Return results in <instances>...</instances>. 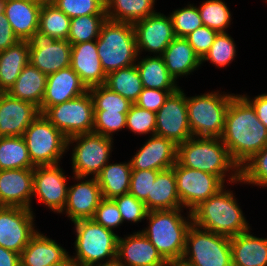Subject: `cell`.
<instances>
[{"mask_svg": "<svg viewBox=\"0 0 267 266\" xmlns=\"http://www.w3.org/2000/svg\"><path fill=\"white\" fill-rule=\"evenodd\" d=\"M221 140L239 168L267 146V128L241 94L230 101Z\"/></svg>", "mask_w": 267, "mask_h": 266, "instance_id": "cell-1", "label": "cell"}, {"mask_svg": "<svg viewBox=\"0 0 267 266\" xmlns=\"http://www.w3.org/2000/svg\"><path fill=\"white\" fill-rule=\"evenodd\" d=\"M177 162L184 167L216 175L224 183L241 185L240 168L232 160L221 138H189L177 145Z\"/></svg>", "mask_w": 267, "mask_h": 266, "instance_id": "cell-2", "label": "cell"}, {"mask_svg": "<svg viewBox=\"0 0 267 266\" xmlns=\"http://www.w3.org/2000/svg\"><path fill=\"white\" fill-rule=\"evenodd\" d=\"M228 184L191 211L192 223L204 230L232 238L251 229ZM227 189V190H226Z\"/></svg>", "mask_w": 267, "mask_h": 266, "instance_id": "cell-3", "label": "cell"}, {"mask_svg": "<svg viewBox=\"0 0 267 266\" xmlns=\"http://www.w3.org/2000/svg\"><path fill=\"white\" fill-rule=\"evenodd\" d=\"M183 212V208L148 211V225L139 230L167 262L180 260L184 254L186 234L192 225V215L188 210L184 214Z\"/></svg>", "mask_w": 267, "mask_h": 266, "instance_id": "cell-4", "label": "cell"}, {"mask_svg": "<svg viewBox=\"0 0 267 266\" xmlns=\"http://www.w3.org/2000/svg\"><path fill=\"white\" fill-rule=\"evenodd\" d=\"M96 45L106 75L137 62L139 54L133 23L107 19L102 24Z\"/></svg>", "mask_w": 267, "mask_h": 266, "instance_id": "cell-5", "label": "cell"}, {"mask_svg": "<svg viewBox=\"0 0 267 266\" xmlns=\"http://www.w3.org/2000/svg\"><path fill=\"white\" fill-rule=\"evenodd\" d=\"M75 231L74 255L78 266H96L117 258L118 233L104 228L93 219L73 222Z\"/></svg>", "mask_w": 267, "mask_h": 266, "instance_id": "cell-6", "label": "cell"}, {"mask_svg": "<svg viewBox=\"0 0 267 266\" xmlns=\"http://www.w3.org/2000/svg\"><path fill=\"white\" fill-rule=\"evenodd\" d=\"M234 93L216 90L187 97L188 122L193 137L221 138L226 112Z\"/></svg>", "mask_w": 267, "mask_h": 266, "instance_id": "cell-7", "label": "cell"}, {"mask_svg": "<svg viewBox=\"0 0 267 266\" xmlns=\"http://www.w3.org/2000/svg\"><path fill=\"white\" fill-rule=\"evenodd\" d=\"M113 143V138L93 132L67 138V151L72 149L70 161L73 175L96 177L103 167L110 162L112 149H114Z\"/></svg>", "mask_w": 267, "mask_h": 266, "instance_id": "cell-8", "label": "cell"}, {"mask_svg": "<svg viewBox=\"0 0 267 266\" xmlns=\"http://www.w3.org/2000/svg\"><path fill=\"white\" fill-rule=\"evenodd\" d=\"M35 166L57 165L67 151V137L43 114H39L22 136Z\"/></svg>", "mask_w": 267, "mask_h": 266, "instance_id": "cell-9", "label": "cell"}, {"mask_svg": "<svg viewBox=\"0 0 267 266\" xmlns=\"http://www.w3.org/2000/svg\"><path fill=\"white\" fill-rule=\"evenodd\" d=\"M182 260L192 266H233L230 238L192 223L186 234Z\"/></svg>", "mask_w": 267, "mask_h": 266, "instance_id": "cell-10", "label": "cell"}, {"mask_svg": "<svg viewBox=\"0 0 267 266\" xmlns=\"http://www.w3.org/2000/svg\"><path fill=\"white\" fill-rule=\"evenodd\" d=\"M43 115L67 138L93 132L94 103L89 91L49 107Z\"/></svg>", "mask_w": 267, "mask_h": 266, "instance_id": "cell-11", "label": "cell"}, {"mask_svg": "<svg viewBox=\"0 0 267 266\" xmlns=\"http://www.w3.org/2000/svg\"><path fill=\"white\" fill-rule=\"evenodd\" d=\"M172 168L181 205L190 212L225 186L218 176L184 167L178 162Z\"/></svg>", "mask_w": 267, "mask_h": 266, "instance_id": "cell-12", "label": "cell"}, {"mask_svg": "<svg viewBox=\"0 0 267 266\" xmlns=\"http://www.w3.org/2000/svg\"><path fill=\"white\" fill-rule=\"evenodd\" d=\"M35 213L16 206H0V246L18 254L38 232Z\"/></svg>", "mask_w": 267, "mask_h": 266, "instance_id": "cell-13", "label": "cell"}, {"mask_svg": "<svg viewBox=\"0 0 267 266\" xmlns=\"http://www.w3.org/2000/svg\"><path fill=\"white\" fill-rule=\"evenodd\" d=\"M181 88L171 93L156 112L155 134L172 140L176 145L193 137L188 122L187 94Z\"/></svg>", "mask_w": 267, "mask_h": 266, "instance_id": "cell-14", "label": "cell"}, {"mask_svg": "<svg viewBox=\"0 0 267 266\" xmlns=\"http://www.w3.org/2000/svg\"><path fill=\"white\" fill-rule=\"evenodd\" d=\"M30 48L29 63L46 75L71 65L72 44L48 34L35 31L27 40Z\"/></svg>", "mask_w": 267, "mask_h": 266, "instance_id": "cell-15", "label": "cell"}, {"mask_svg": "<svg viewBox=\"0 0 267 266\" xmlns=\"http://www.w3.org/2000/svg\"><path fill=\"white\" fill-rule=\"evenodd\" d=\"M65 174L60 164L33 168V199L56 214H61L67 202V179L71 177Z\"/></svg>", "mask_w": 267, "mask_h": 266, "instance_id": "cell-16", "label": "cell"}, {"mask_svg": "<svg viewBox=\"0 0 267 266\" xmlns=\"http://www.w3.org/2000/svg\"><path fill=\"white\" fill-rule=\"evenodd\" d=\"M138 54L161 56L176 37L170 16L156 12L133 23Z\"/></svg>", "mask_w": 267, "mask_h": 266, "instance_id": "cell-17", "label": "cell"}, {"mask_svg": "<svg viewBox=\"0 0 267 266\" xmlns=\"http://www.w3.org/2000/svg\"><path fill=\"white\" fill-rule=\"evenodd\" d=\"M74 182L68 187L67 202L61 212L73 222L92 219L103 199L96 177L71 176Z\"/></svg>", "mask_w": 267, "mask_h": 266, "instance_id": "cell-18", "label": "cell"}, {"mask_svg": "<svg viewBox=\"0 0 267 266\" xmlns=\"http://www.w3.org/2000/svg\"><path fill=\"white\" fill-rule=\"evenodd\" d=\"M130 158L132 170L162 171L172 168L177 162V145L159 135L148 136L141 148Z\"/></svg>", "mask_w": 267, "mask_h": 266, "instance_id": "cell-19", "label": "cell"}, {"mask_svg": "<svg viewBox=\"0 0 267 266\" xmlns=\"http://www.w3.org/2000/svg\"><path fill=\"white\" fill-rule=\"evenodd\" d=\"M33 168L0 170V206H16L33 212Z\"/></svg>", "mask_w": 267, "mask_h": 266, "instance_id": "cell-20", "label": "cell"}, {"mask_svg": "<svg viewBox=\"0 0 267 266\" xmlns=\"http://www.w3.org/2000/svg\"><path fill=\"white\" fill-rule=\"evenodd\" d=\"M39 114L40 110L34 104L0 92V137L23 136Z\"/></svg>", "mask_w": 267, "mask_h": 266, "instance_id": "cell-21", "label": "cell"}, {"mask_svg": "<svg viewBox=\"0 0 267 266\" xmlns=\"http://www.w3.org/2000/svg\"><path fill=\"white\" fill-rule=\"evenodd\" d=\"M117 258L125 266H167V261L139 230L119 236Z\"/></svg>", "mask_w": 267, "mask_h": 266, "instance_id": "cell-22", "label": "cell"}, {"mask_svg": "<svg viewBox=\"0 0 267 266\" xmlns=\"http://www.w3.org/2000/svg\"><path fill=\"white\" fill-rule=\"evenodd\" d=\"M87 91V87L71 66L49 74L40 113L43 114L49 107L74 99Z\"/></svg>", "mask_w": 267, "mask_h": 266, "instance_id": "cell-23", "label": "cell"}, {"mask_svg": "<svg viewBox=\"0 0 267 266\" xmlns=\"http://www.w3.org/2000/svg\"><path fill=\"white\" fill-rule=\"evenodd\" d=\"M70 66L87 89L105 85L107 75L99 59L96 40L73 44Z\"/></svg>", "mask_w": 267, "mask_h": 266, "instance_id": "cell-24", "label": "cell"}, {"mask_svg": "<svg viewBox=\"0 0 267 266\" xmlns=\"http://www.w3.org/2000/svg\"><path fill=\"white\" fill-rule=\"evenodd\" d=\"M45 233L38 232L20 254L21 266H50L65 260L69 252Z\"/></svg>", "mask_w": 267, "mask_h": 266, "instance_id": "cell-25", "label": "cell"}, {"mask_svg": "<svg viewBox=\"0 0 267 266\" xmlns=\"http://www.w3.org/2000/svg\"><path fill=\"white\" fill-rule=\"evenodd\" d=\"M41 7L34 0H5L4 15L19 40H28L38 31Z\"/></svg>", "mask_w": 267, "mask_h": 266, "instance_id": "cell-26", "label": "cell"}, {"mask_svg": "<svg viewBox=\"0 0 267 266\" xmlns=\"http://www.w3.org/2000/svg\"><path fill=\"white\" fill-rule=\"evenodd\" d=\"M169 74L177 81L193 75L201 66V59L185 37H175L161 55Z\"/></svg>", "mask_w": 267, "mask_h": 266, "instance_id": "cell-27", "label": "cell"}, {"mask_svg": "<svg viewBox=\"0 0 267 266\" xmlns=\"http://www.w3.org/2000/svg\"><path fill=\"white\" fill-rule=\"evenodd\" d=\"M250 230L230 238L233 266H267V238Z\"/></svg>", "mask_w": 267, "mask_h": 266, "instance_id": "cell-28", "label": "cell"}, {"mask_svg": "<svg viewBox=\"0 0 267 266\" xmlns=\"http://www.w3.org/2000/svg\"><path fill=\"white\" fill-rule=\"evenodd\" d=\"M148 211L183 208L177 192L173 168L159 171L152 183L151 195L144 201Z\"/></svg>", "mask_w": 267, "mask_h": 266, "instance_id": "cell-29", "label": "cell"}, {"mask_svg": "<svg viewBox=\"0 0 267 266\" xmlns=\"http://www.w3.org/2000/svg\"><path fill=\"white\" fill-rule=\"evenodd\" d=\"M46 82L47 75L29 63L7 93L13 98L34 104L40 110Z\"/></svg>", "mask_w": 267, "mask_h": 266, "instance_id": "cell-30", "label": "cell"}, {"mask_svg": "<svg viewBox=\"0 0 267 266\" xmlns=\"http://www.w3.org/2000/svg\"><path fill=\"white\" fill-rule=\"evenodd\" d=\"M29 58L27 40H20L0 52V92H7L13 86L23 68L29 64Z\"/></svg>", "mask_w": 267, "mask_h": 266, "instance_id": "cell-31", "label": "cell"}, {"mask_svg": "<svg viewBox=\"0 0 267 266\" xmlns=\"http://www.w3.org/2000/svg\"><path fill=\"white\" fill-rule=\"evenodd\" d=\"M132 168L130 160L128 162L107 163L96 176L104 199H114L115 197L129 193Z\"/></svg>", "mask_w": 267, "mask_h": 266, "instance_id": "cell-32", "label": "cell"}, {"mask_svg": "<svg viewBox=\"0 0 267 266\" xmlns=\"http://www.w3.org/2000/svg\"><path fill=\"white\" fill-rule=\"evenodd\" d=\"M138 55L136 67L139 71L143 88L159 90H178V82L167 71L162 56H149L143 58Z\"/></svg>", "mask_w": 267, "mask_h": 266, "instance_id": "cell-33", "label": "cell"}, {"mask_svg": "<svg viewBox=\"0 0 267 266\" xmlns=\"http://www.w3.org/2000/svg\"><path fill=\"white\" fill-rule=\"evenodd\" d=\"M106 17L116 22L134 23L156 13V0H105Z\"/></svg>", "mask_w": 267, "mask_h": 266, "instance_id": "cell-34", "label": "cell"}, {"mask_svg": "<svg viewBox=\"0 0 267 266\" xmlns=\"http://www.w3.org/2000/svg\"><path fill=\"white\" fill-rule=\"evenodd\" d=\"M105 86L135 103L143 90V84L136 64L118 69L107 75Z\"/></svg>", "mask_w": 267, "mask_h": 266, "instance_id": "cell-35", "label": "cell"}, {"mask_svg": "<svg viewBox=\"0 0 267 266\" xmlns=\"http://www.w3.org/2000/svg\"><path fill=\"white\" fill-rule=\"evenodd\" d=\"M34 167L22 136L0 137V170Z\"/></svg>", "mask_w": 267, "mask_h": 266, "instance_id": "cell-36", "label": "cell"}, {"mask_svg": "<svg viewBox=\"0 0 267 266\" xmlns=\"http://www.w3.org/2000/svg\"><path fill=\"white\" fill-rule=\"evenodd\" d=\"M71 19L54 4H42L38 30L59 40H67Z\"/></svg>", "mask_w": 267, "mask_h": 266, "instance_id": "cell-37", "label": "cell"}, {"mask_svg": "<svg viewBox=\"0 0 267 266\" xmlns=\"http://www.w3.org/2000/svg\"><path fill=\"white\" fill-rule=\"evenodd\" d=\"M203 25L218 33L231 27L232 13L224 0H205L198 6Z\"/></svg>", "mask_w": 267, "mask_h": 266, "instance_id": "cell-38", "label": "cell"}, {"mask_svg": "<svg viewBox=\"0 0 267 266\" xmlns=\"http://www.w3.org/2000/svg\"><path fill=\"white\" fill-rule=\"evenodd\" d=\"M106 20V15H86L72 18L67 40L72 45L96 40L99 37L102 24Z\"/></svg>", "mask_w": 267, "mask_h": 266, "instance_id": "cell-39", "label": "cell"}, {"mask_svg": "<svg viewBox=\"0 0 267 266\" xmlns=\"http://www.w3.org/2000/svg\"><path fill=\"white\" fill-rule=\"evenodd\" d=\"M236 43L228 32H220L216 35L208 52L201 59V65L206 61L218 68L229 66L237 56Z\"/></svg>", "mask_w": 267, "mask_h": 266, "instance_id": "cell-40", "label": "cell"}, {"mask_svg": "<svg viewBox=\"0 0 267 266\" xmlns=\"http://www.w3.org/2000/svg\"><path fill=\"white\" fill-rule=\"evenodd\" d=\"M240 179L242 184L267 187V146L240 168Z\"/></svg>", "mask_w": 267, "mask_h": 266, "instance_id": "cell-41", "label": "cell"}, {"mask_svg": "<svg viewBox=\"0 0 267 266\" xmlns=\"http://www.w3.org/2000/svg\"><path fill=\"white\" fill-rule=\"evenodd\" d=\"M88 91L93 99L94 110L128 113L131 105L133 104L120 94L111 91L105 85L91 87Z\"/></svg>", "mask_w": 267, "mask_h": 266, "instance_id": "cell-42", "label": "cell"}, {"mask_svg": "<svg viewBox=\"0 0 267 266\" xmlns=\"http://www.w3.org/2000/svg\"><path fill=\"white\" fill-rule=\"evenodd\" d=\"M176 37H186L203 25L197 5L187 4L169 14Z\"/></svg>", "mask_w": 267, "mask_h": 266, "instance_id": "cell-43", "label": "cell"}, {"mask_svg": "<svg viewBox=\"0 0 267 266\" xmlns=\"http://www.w3.org/2000/svg\"><path fill=\"white\" fill-rule=\"evenodd\" d=\"M105 0H53L70 19L86 15H106Z\"/></svg>", "mask_w": 267, "mask_h": 266, "instance_id": "cell-44", "label": "cell"}, {"mask_svg": "<svg viewBox=\"0 0 267 266\" xmlns=\"http://www.w3.org/2000/svg\"><path fill=\"white\" fill-rule=\"evenodd\" d=\"M126 129L135 133L134 135L155 134L156 129V113L138 107L132 104L126 115Z\"/></svg>", "mask_w": 267, "mask_h": 266, "instance_id": "cell-45", "label": "cell"}, {"mask_svg": "<svg viewBox=\"0 0 267 266\" xmlns=\"http://www.w3.org/2000/svg\"><path fill=\"white\" fill-rule=\"evenodd\" d=\"M127 113L94 110L93 133L114 138L115 133L126 129Z\"/></svg>", "mask_w": 267, "mask_h": 266, "instance_id": "cell-46", "label": "cell"}, {"mask_svg": "<svg viewBox=\"0 0 267 266\" xmlns=\"http://www.w3.org/2000/svg\"><path fill=\"white\" fill-rule=\"evenodd\" d=\"M120 211L123 222L140 223L146 220L148 210L145 203L136 199L132 194L126 193L112 199Z\"/></svg>", "mask_w": 267, "mask_h": 266, "instance_id": "cell-47", "label": "cell"}, {"mask_svg": "<svg viewBox=\"0 0 267 266\" xmlns=\"http://www.w3.org/2000/svg\"><path fill=\"white\" fill-rule=\"evenodd\" d=\"M92 219L104 228L114 232L123 223L120 211L112 199H102Z\"/></svg>", "mask_w": 267, "mask_h": 266, "instance_id": "cell-48", "label": "cell"}, {"mask_svg": "<svg viewBox=\"0 0 267 266\" xmlns=\"http://www.w3.org/2000/svg\"><path fill=\"white\" fill-rule=\"evenodd\" d=\"M158 172L157 170H132L129 193L144 202L148 195H151L152 183Z\"/></svg>", "mask_w": 267, "mask_h": 266, "instance_id": "cell-49", "label": "cell"}, {"mask_svg": "<svg viewBox=\"0 0 267 266\" xmlns=\"http://www.w3.org/2000/svg\"><path fill=\"white\" fill-rule=\"evenodd\" d=\"M218 32L210 29L205 25L197 28L195 31L188 34L185 38L193 47L195 53L202 59L210 49Z\"/></svg>", "mask_w": 267, "mask_h": 266, "instance_id": "cell-50", "label": "cell"}, {"mask_svg": "<svg viewBox=\"0 0 267 266\" xmlns=\"http://www.w3.org/2000/svg\"><path fill=\"white\" fill-rule=\"evenodd\" d=\"M177 90H159L153 88H143L138 100L134 103L142 109L157 112L165 103L171 93Z\"/></svg>", "mask_w": 267, "mask_h": 266, "instance_id": "cell-51", "label": "cell"}, {"mask_svg": "<svg viewBox=\"0 0 267 266\" xmlns=\"http://www.w3.org/2000/svg\"><path fill=\"white\" fill-rule=\"evenodd\" d=\"M18 41V37L14 34L11 25L9 24L6 16L0 13V52L13 46Z\"/></svg>", "mask_w": 267, "mask_h": 266, "instance_id": "cell-52", "label": "cell"}, {"mask_svg": "<svg viewBox=\"0 0 267 266\" xmlns=\"http://www.w3.org/2000/svg\"><path fill=\"white\" fill-rule=\"evenodd\" d=\"M255 109L258 119L267 128V93L258 94L255 97H249L247 94H241Z\"/></svg>", "mask_w": 267, "mask_h": 266, "instance_id": "cell-53", "label": "cell"}, {"mask_svg": "<svg viewBox=\"0 0 267 266\" xmlns=\"http://www.w3.org/2000/svg\"><path fill=\"white\" fill-rule=\"evenodd\" d=\"M0 266H21L20 254L0 246Z\"/></svg>", "mask_w": 267, "mask_h": 266, "instance_id": "cell-54", "label": "cell"}, {"mask_svg": "<svg viewBox=\"0 0 267 266\" xmlns=\"http://www.w3.org/2000/svg\"><path fill=\"white\" fill-rule=\"evenodd\" d=\"M50 266H78L77 263L71 258V254L62 262Z\"/></svg>", "mask_w": 267, "mask_h": 266, "instance_id": "cell-55", "label": "cell"}, {"mask_svg": "<svg viewBox=\"0 0 267 266\" xmlns=\"http://www.w3.org/2000/svg\"><path fill=\"white\" fill-rule=\"evenodd\" d=\"M96 266H125L118 258L111 261L103 262L102 264Z\"/></svg>", "mask_w": 267, "mask_h": 266, "instance_id": "cell-56", "label": "cell"}, {"mask_svg": "<svg viewBox=\"0 0 267 266\" xmlns=\"http://www.w3.org/2000/svg\"><path fill=\"white\" fill-rule=\"evenodd\" d=\"M167 266H192V265L180 259V260H175V261H168Z\"/></svg>", "mask_w": 267, "mask_h": 266, "instance_id": "cell-57", "label": "cell"}, {"mask_svg": "<svg viewBox=\"0 0 267 266\" xmlns=\"http://www.w3.org/2000/svg\"><path fill=\"white\" fill-rule=\"evenodd\" d=\"M5 0H0V13L4 12Z\"/></svg>", "mask_w": 267, "mask_h": 266, "instance_id": "cell-58", "label": "cell"}, {"mask_svg": "<svg viewBox=\"0 0 267 266\" xmlns=\"http://www.w3.org/2000/svg\"><path fill=\"white\" fill-rule=\"evenodd\" d=\"M34 1H37V2H39L41 4H47V3H52L53 2V0H34Z\"/></svg>", "mask_w": 267, "mask_h": 266, "instance_id": "cell-59", "label": "cell"}]
</instances>
